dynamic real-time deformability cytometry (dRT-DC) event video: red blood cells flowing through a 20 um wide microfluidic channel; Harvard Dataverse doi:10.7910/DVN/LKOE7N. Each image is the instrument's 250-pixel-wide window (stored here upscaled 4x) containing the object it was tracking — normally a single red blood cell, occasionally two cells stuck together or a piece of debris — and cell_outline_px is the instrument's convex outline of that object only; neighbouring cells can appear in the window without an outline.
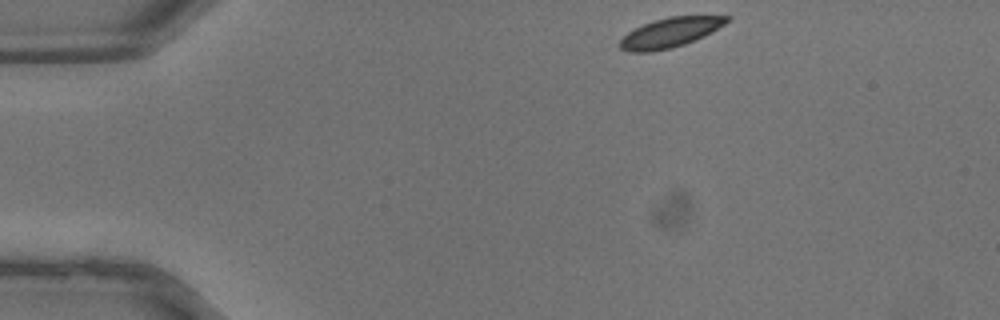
{"species": "common noctule bat (a hibernating species)", "species_latin": "Nyctalus noctula", "temperature_condition": "warm", "stored_images_in_passage": 32, "camera_frame_rate_fps": 3000, "um_per_image_px": 0.085, "animal": {"sex": "male", "body_mass_g": 13.3}, "frame": {"image": 1, "passage_image": 1, "time_ms": 0.0, "image_size_px": [1000, 320], "cell_outline_px": [[732, 16], [724, 24], [704, 36], [684, 44], [672, 48], [652, 52], [628, 52], [620, 48], [620, 40], [628, 32], [644, 24], [668, 16]], "centroid_in_image_um": [56.94, 2.78], "position_along_channel_um": 28.1, "area_um2": 18.21}}
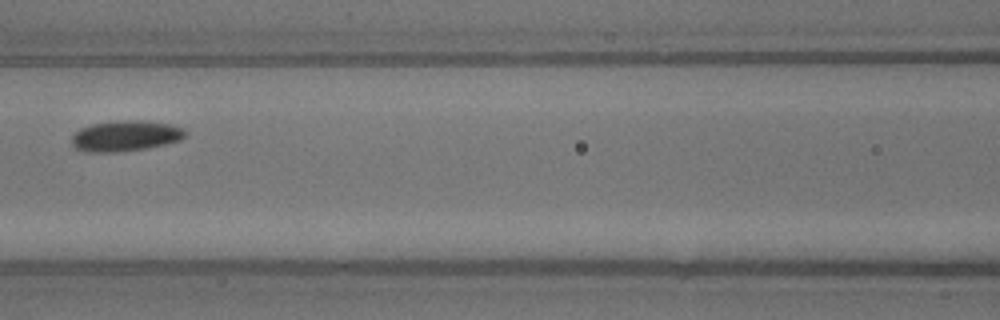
{"frame": {"image": 2, "passage_image": 12, "time_ms": 3.667, "image_size_px": [1000, 320], "cell_outline_px": [[184, 136], [180, 140], [148, 148], [120, 152], [88, 152], [76, 148], [72, 144], [72, 136], [80, 128], [92, 124], [132, 120], [144, 120], [168, 124], [184, 128]], "centroid_in_image_um": [10.65, 11.56], "position_along_channel_um": 155.9, "area_um2": 20.06}}
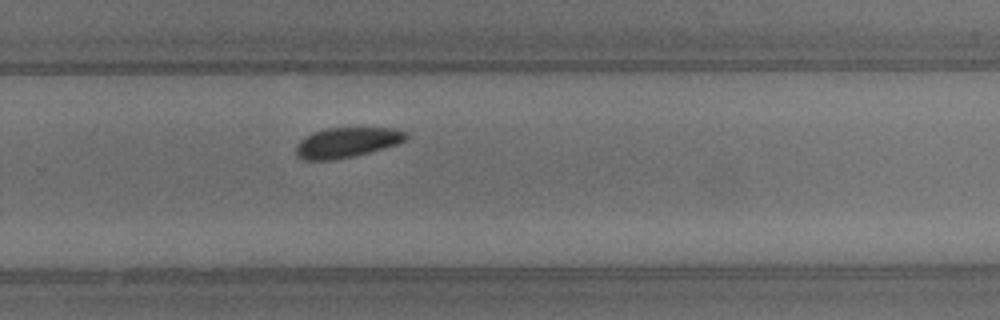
{"frame": {"image": 3, "passage_image": 20, "time_ms": 6.333, "image_size_px": [1000, 320], "cell_outline_px": [[408, 140], [400, 144], [352, 156], [332, 160], [304, 160], [296, 156], [296, 148], [300, 140], [312, 132], [328, 128], [396, 128], [408, 132]], "centroid_in_image_um": [29.53, 12.1], "position_along_channel_um": 300.3, "area_um2": 19.42}}